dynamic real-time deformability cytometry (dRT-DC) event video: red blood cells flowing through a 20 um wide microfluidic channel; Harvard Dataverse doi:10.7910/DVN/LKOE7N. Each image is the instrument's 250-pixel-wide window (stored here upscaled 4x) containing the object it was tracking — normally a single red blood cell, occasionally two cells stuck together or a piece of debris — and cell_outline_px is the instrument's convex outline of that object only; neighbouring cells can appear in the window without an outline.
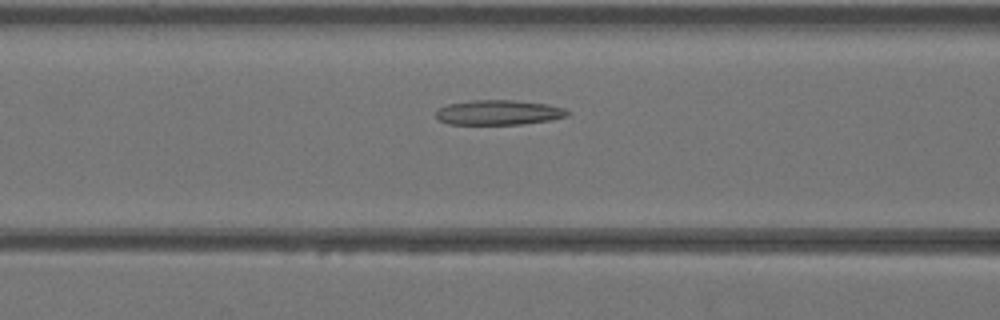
{"species": "Egyptian fruit bat (a non-hibernating species)", "species_latin": "Rousettus aegyptiacus", "temperature_condition": "warm", "stored_images_in_passage": 40, "camera_frame_rate_fps": 3000, "um_per_image_px": 0.085, "animal": {"sex": "female"}, "frame": {"image": 1, "passage_image": 15, "time_ms": 4.667, "image_size_px": [1000, 320], "cell_outline_px": [[568, 116], [552, 120], [520, 124], [448, 124], [440, 120], [436, 116], [436, 112], [440, 108], [448, 104], [472, 100], [512, 100], [548, 104], [564, 108], [568, 112]], "centroid_in_image_um": [42.4, 9.56], "position_along_channel_um": 124.2, "area_um2": 18.96}}
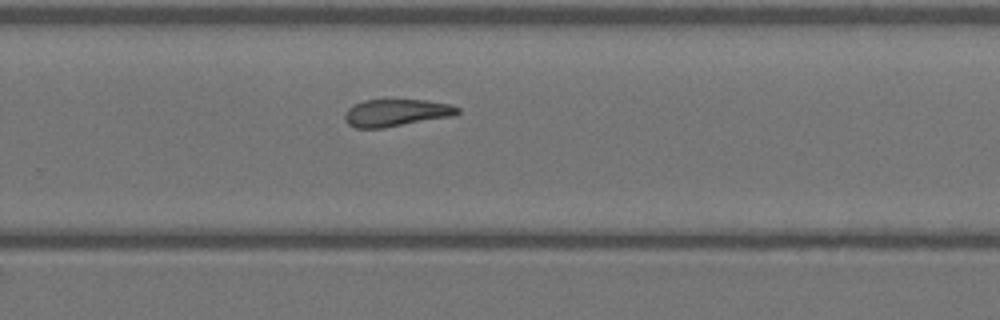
{"frame": {"image": 2, "passage_image": 26, "time_ms": 8.333, "image_size_px": [1000, 320], "cell_outline_px": [[460, 112], [456, 116], [384, 128], [356, 128], [348, 124], [344, 120], [344, 116], [348, 108], [352, 104], [364, 100], [424, 100], [452, 104], [460, 108]], "centroid_in_image_um": [33.71, 9.59], "position_along_channel_um": 296.1, "area_um2": 18.21}}
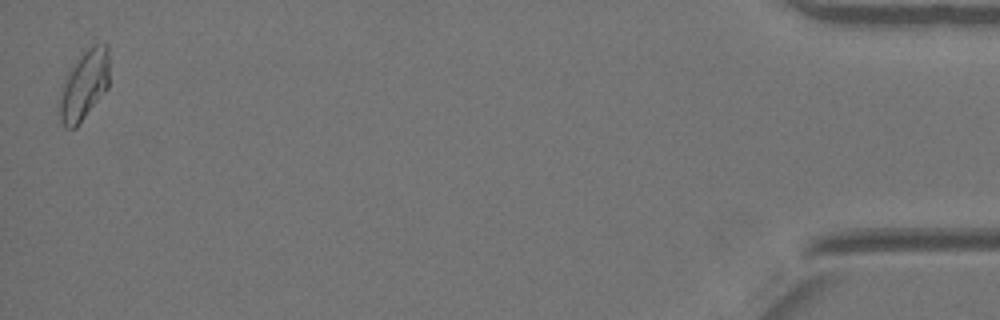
{"frame": {"image": 3, "passage_image": 40, "time_ms": 13.0, "image_size_px": [1000, 320], "cell_outline_px": [[108, 88], [76, 128], [64, 128], [60, 120], [60, 92], [64, 80], [72, 64], [92, 44], [108, 44]], "centroid_in_image_um": [7.15, 7.24], "position_along_channel_um": 428.1, "area_um2": 20.11}}